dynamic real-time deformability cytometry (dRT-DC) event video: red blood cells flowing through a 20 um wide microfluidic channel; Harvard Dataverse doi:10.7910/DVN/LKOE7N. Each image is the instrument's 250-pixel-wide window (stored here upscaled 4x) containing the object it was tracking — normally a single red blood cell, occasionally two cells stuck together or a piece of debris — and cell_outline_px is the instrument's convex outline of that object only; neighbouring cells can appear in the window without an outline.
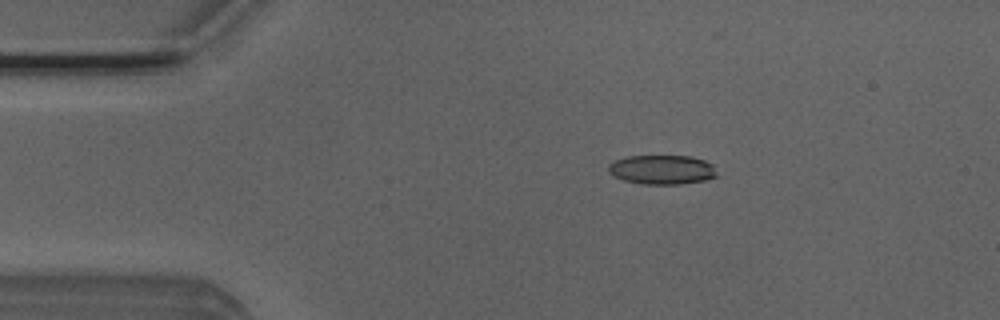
{"species": "Egyptian fruit bat (a non-hibernating species)", "species_latin": "Rousettus aegyptiacus", "temperature_condition": "room temperature", "stored_images_in_passage": 8, "camera_frame_rate_fps": 3000, "um_per_image_px": 0.085, "animal": {"sex": "male"}, "frame": {"image": 1, "passage_image": 2, "time_ms": 0.333, "image_size_px": [1000, 320], "cell_outline_px": [[716, 176], [704, 180], [680, 184], [640, 184], [624, 180], [612, 176], [608, 172], [608, 164], [616, 160], [628, 156], [692, 156], [704, 160], [712, 164], [716, 172]], "centroid_in_image_um": [56.24, 14.42], "position_along_channel_um": 28.8, "area_um2": 18.55}}
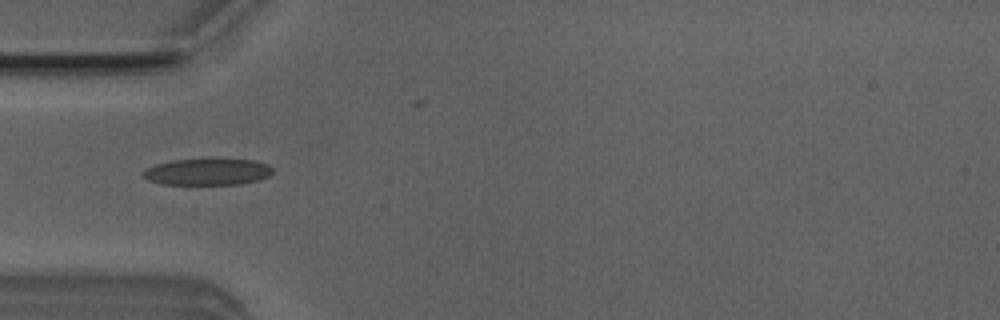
{"frame": {"image": 2, "passage_image": 4, "time_ms": 1.0, "image_size_px": [1000, 320], "cell_outline_px": [[272, 172], [268, 176], [256, 180], [240, 184], [160, 184], [148, 180], [144, 176], [144, 172], [148, 168], [156, 164], [172, 160], [252, 160], [268, 164], [272, 168]], "centroid_in_image_um": [17.63, 14.62], "position_along_channel_um": 67.4, "area_um2": 19.54}}
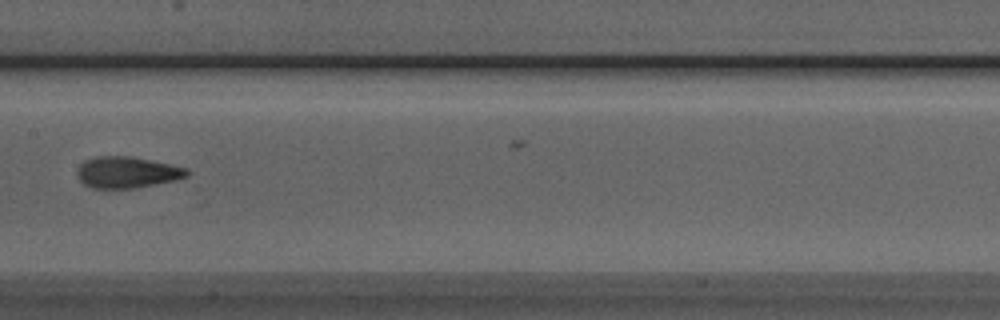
{"frame": {"image": 3, "passage_image": 7, "time_ms": 2.0, "image_size_px": [1000, 320], "cell_outline_px": [[192, 172], [188, 176], [176, 180], [136, 188], [92, 188], [84, 184], [76, 176], [76, 172], [80, 164], [84, 160], [96, 156], [132, 156], [172, 164], [188, 168]], "centroid_in_image_um": [10.83, 14.64], "position_along_channel_um": 196.6, "area_um2": 20.4}}